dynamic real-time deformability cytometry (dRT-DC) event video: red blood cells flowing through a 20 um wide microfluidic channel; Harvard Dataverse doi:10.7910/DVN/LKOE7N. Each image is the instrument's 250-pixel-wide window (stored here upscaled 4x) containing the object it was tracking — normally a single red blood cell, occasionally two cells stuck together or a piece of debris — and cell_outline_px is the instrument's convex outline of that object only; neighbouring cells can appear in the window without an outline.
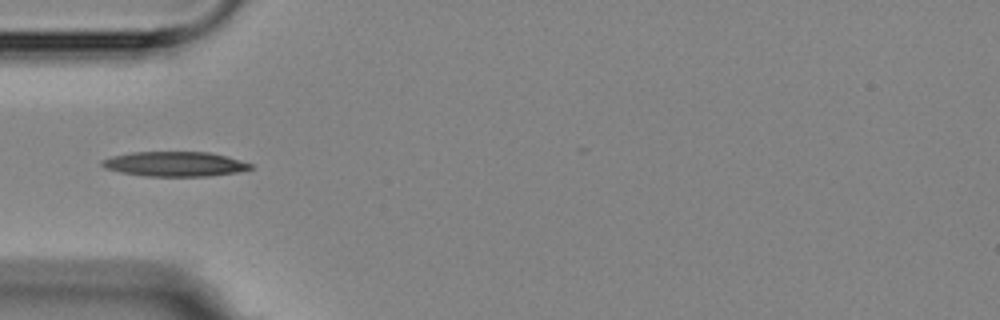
{"species": "Egyptian fruit bat (a non-hibernating species)", "species_latin": "Rousettus aegyptiacus", "temperature_condition": "room temperature", "stored_images_in_passage": 5, "camera_frame_rate_fps": 3000, "um_per_image_px": 0.085, "animal": {"sex": "female"}, "frame": {"image": 1, "passage_image": 3, "time_ms": 3.0, "image_size_px": [1000, 320], "cell_outline_px": [[252, 168], [236, 172], [208, 176], [144, 176], [120, 172], [104, 168], [100, 164], [100, 160], [112, 156], [132, 152], [208, 152], [240, 160], [252, 164]], "centroid_in_image_um": [14.79, 13.94], "position_along_channel_um": 70.2, "area_um2": 21.33}}
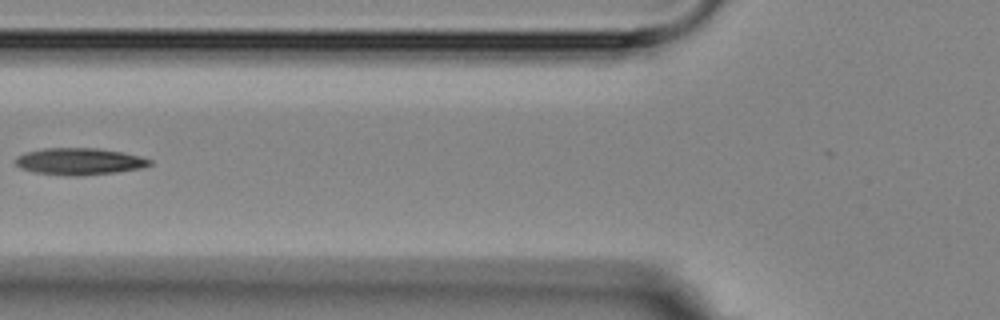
{"frame": {"image": 2, "passage_image": 4, "time_ms": 4.333, "image_size_px": [1000, 320], "cell_outline_px": [[152, 164], [140, 168], [116, 172], [76, 176], [72, 176], [36, 172], [20, 168], [16, 164], [16, 156], [24, 152], [44, 148], [96, 148], [124, 152], [140, 156], [152, 160]], "centroid_in_image_um": [6.74, 13.71], "position_along_channel_um": 119.1, "area_um2": 20.92}}
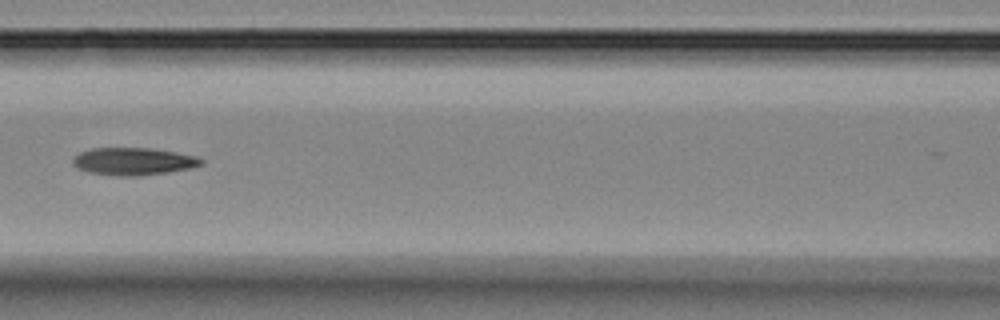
{"frame": {"image": 3, "passage_image": 5, "time_ms": 5.333, "image_size_px": [1000, 320], "cell_outline_px": [[204, 164], [192, 168], [168, 172], [140, 176], [120, 176], [88, 172], [76, 168], [72, 164], [72, 160], [80, 152], [92, 148], [152, 148], [176, 152], [196, 156], [204, 160]], "centroid_in_image_um": [11.36, 13.72], "position_along_channel_um": 155.2, "area_um2": 20.69}}